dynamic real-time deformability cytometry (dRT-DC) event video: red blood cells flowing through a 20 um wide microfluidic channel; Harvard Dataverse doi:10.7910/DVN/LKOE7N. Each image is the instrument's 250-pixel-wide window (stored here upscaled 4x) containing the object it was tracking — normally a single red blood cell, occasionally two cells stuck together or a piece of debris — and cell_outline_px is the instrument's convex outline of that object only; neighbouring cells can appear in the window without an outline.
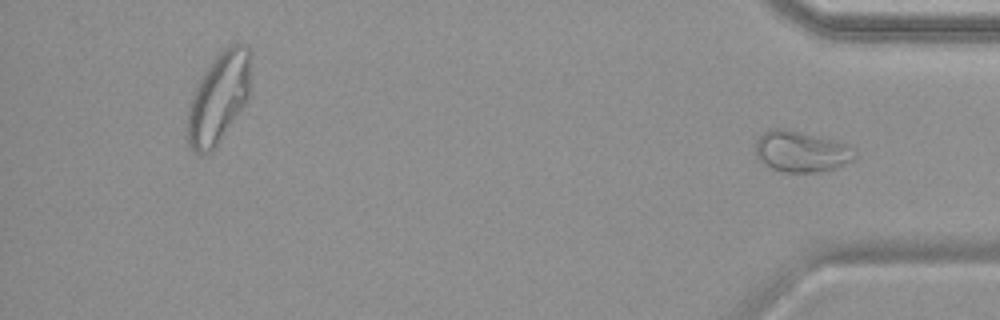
{"species": "common noctule bat (a hibernating species)", "species_latin": "Nyctalus noctula", "temperature_condition": "warm", "stored_images_in_passage": 47, "segment_of_instrument_passage": [2, 2], "camera_frame_rate_fps": 3000, "um_per_image_px": 0.085, "animal": {"sex": "female", "body_mass_g": 19.9}, "frame": {"image": 1, "passage_image": 47, "time_ms": 15.333, "image_size_px": [1000, 320], "cell_outline_px": [[856, 156], [852, 160], [836, 168], [820, 172], [784, 172], [768, 168], [756, 156], [756, 140], [768, 128], [788, 128], [836, 140], [848, 144], [856, 152]], "centroid_in_image_um": [68.1, 12.86], "position_along_channel_um": 367.1, "area_um2": 24.16}}